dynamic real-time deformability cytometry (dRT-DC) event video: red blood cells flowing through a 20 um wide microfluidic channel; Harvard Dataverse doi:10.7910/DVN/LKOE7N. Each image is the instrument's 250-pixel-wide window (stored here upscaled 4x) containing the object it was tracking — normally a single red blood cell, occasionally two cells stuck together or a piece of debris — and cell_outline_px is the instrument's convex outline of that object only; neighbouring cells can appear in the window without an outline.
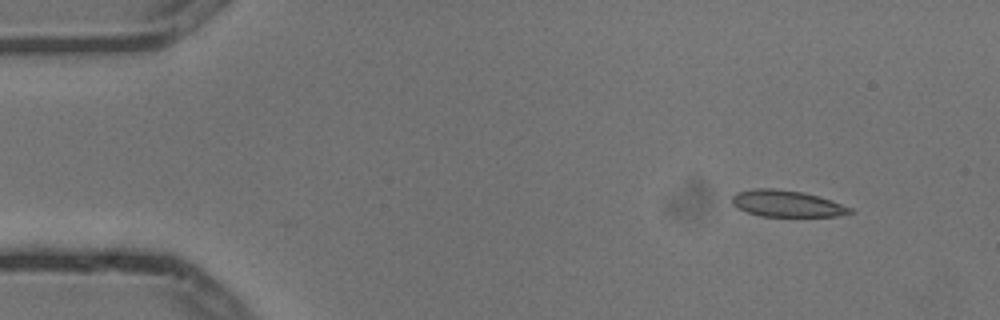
{"species": "common noctule bat (a hibernating species)", "species_latin": "Nyctalus noctula", "temperature_condition": "cold", "stored_images_in_passage": 3, "camera_frame_rate_fps": 3000, "um_per_image_px": 0.085, "animal": {"sex": "male", "body_mass_g": 13.3}, "frame": {"image": 1, "passage_image": 1, "time_ms": 0.0, "image_size_px": [1000, 320], "cell_outline_px": [[856, 212], [836, 216], [760, 216], [736, 208], [732, 204], [732, 196], [736, 192], [756, 188], [776, 188], [804, 192], [820, 196], [832, 200], [852, 208]], "centroid_in_image_um": [66.89, 17.3], "position_along_channel_um": 18.1, "area_um2": 18.44}}
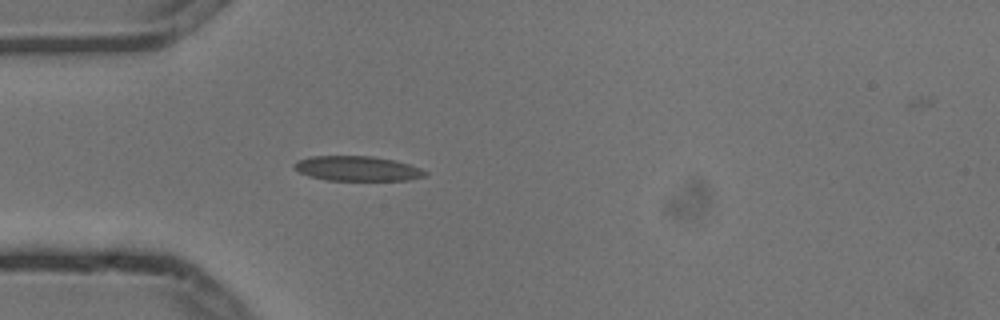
{"frame": {"image": 2, "passage_image": 3, "time_ms": 0.667, "image_size_px": [1000, 320], "cell_outline_px": [[428, 176], [408, 180], [324, 180], [308, 176], [300, 172], [292, 164], [296, 160], [312, 156], [372, 156], [392, 160], [408, 164], [420, 168], [428, 172]], "centroid_in_image_um": [30.37, 14.33], "position_along_channel_um": 54.6, "area_um2": 18.96}}